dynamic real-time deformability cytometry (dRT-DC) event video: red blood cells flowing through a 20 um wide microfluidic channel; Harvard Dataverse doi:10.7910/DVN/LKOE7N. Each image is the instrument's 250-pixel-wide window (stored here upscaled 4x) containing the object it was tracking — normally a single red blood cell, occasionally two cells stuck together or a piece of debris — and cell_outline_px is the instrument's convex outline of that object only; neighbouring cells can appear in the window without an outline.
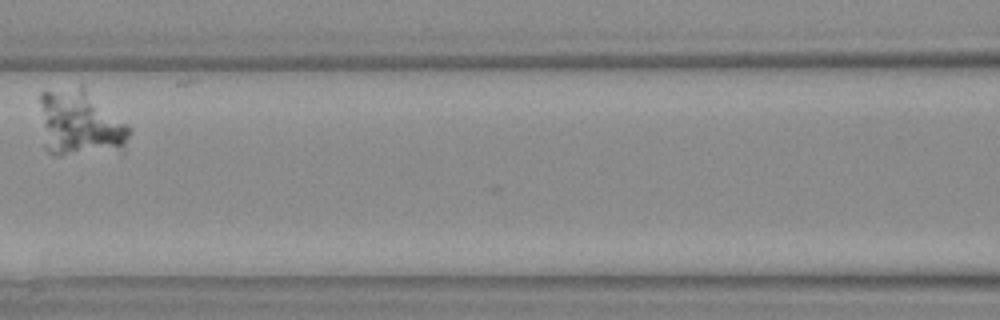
{"species": "Egyptian fruit bat (a non-hibernating species)", "species_latin": "Rousettus aegyptiacus", "temperature_condition": "warm", "stored_images_in_passage": 3, "camera_frame_rate_fps": 3000, "um_per_image_px": 0.085, "animal": {"sex": "female"}, "frame": {"image": 1, "passage_image": 3, "time_ms": 2.333, "image_size_px": [1000, 320], "cell_outline_px": [[132, 132], [124, 144], [60, 156], [52, 156], [44, 148], [40, 104], [40, 92], [80, 84], [128, 124], [132, 128]], "centroid_in_image_um": [6.71, 10.39], "position_along_channel_um": 159.9, "area_um2": 33.64}}